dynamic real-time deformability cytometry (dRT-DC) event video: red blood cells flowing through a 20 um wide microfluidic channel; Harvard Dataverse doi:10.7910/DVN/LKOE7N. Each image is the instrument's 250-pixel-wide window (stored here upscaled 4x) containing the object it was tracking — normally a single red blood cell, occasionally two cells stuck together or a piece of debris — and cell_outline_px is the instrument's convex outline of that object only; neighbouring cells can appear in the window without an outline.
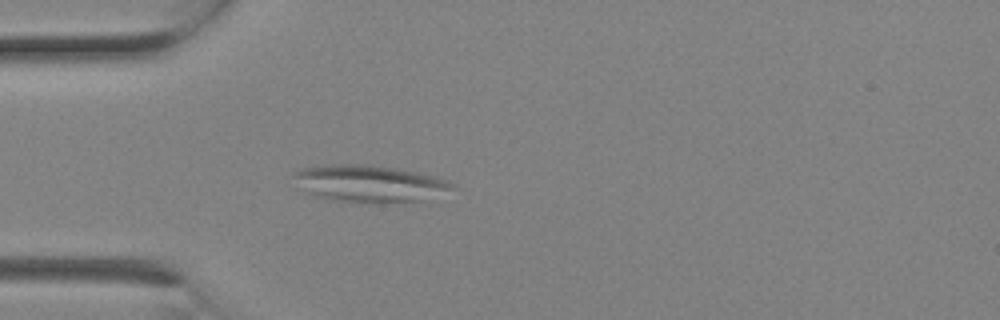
{"species": "Egyptian fruit bat (a non-hibernating species)", "species_latin": "Rousettus aegyptiacus", "temperature_condition": "room temperature", "stored_images_in_passage": 1, "camera_frame_rate_fps": 3000, "um_per_image_px": 0.085, "animal": {"sex": "female"}, "frame": {"image": 1, "passage_image": 1, "time_ms": 0.0, "image_size_px": [1000, 320], "cell_outline_px": [[456, 188], [420, 200], [328, 200], [312, 196], [292, 176], [300, 168], [324, 164], [364, 164], [396, 168], [416, 172], [448, 180], [456, 184]], "centroid_in_image_um": [31.36, 15.55], "position_along_channel_um": 53.6, "area_um2": 32.89}}